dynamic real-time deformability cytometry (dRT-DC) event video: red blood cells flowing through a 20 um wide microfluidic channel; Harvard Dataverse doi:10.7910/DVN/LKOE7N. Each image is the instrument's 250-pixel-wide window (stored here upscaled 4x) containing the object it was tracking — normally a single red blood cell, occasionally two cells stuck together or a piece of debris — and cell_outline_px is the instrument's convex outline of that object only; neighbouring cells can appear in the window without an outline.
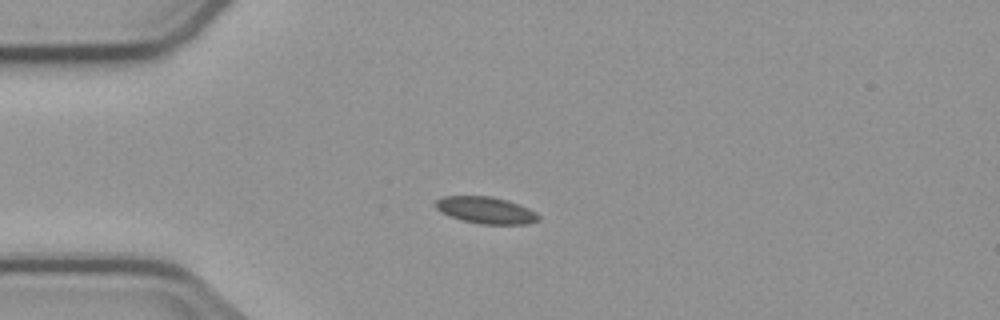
{"species": "common noctule bat (a hibernating species)", "species_latin": "Nyctalus noctula", "temperature_condition": "cold", "stored_images_in_passage": 2, "camera_frame_rate_fps": 3000, "um_per_image_px": 0.085, "animal": {"sex": "male", "body_mass_g": 23.1, "forearm_length_mm": 52.7}, "frame": {"image": 1, "passage_image": 1, "time_ms": 0.0, "image_size_px": [1000, 320], "cell_outline_px": [[540, 220], [528, 224], [480, 224], [460, 220], [448, 216], [440, 212], [436, 208], [436, 200], [444, 196], [492, 196], [508, 200], [528, 208], [536, 212], [540, 216]], "centroid_in_image_um": [41.3, 17.87], "position_along_channel_um": 43.7, "area_um2": 16.24}}